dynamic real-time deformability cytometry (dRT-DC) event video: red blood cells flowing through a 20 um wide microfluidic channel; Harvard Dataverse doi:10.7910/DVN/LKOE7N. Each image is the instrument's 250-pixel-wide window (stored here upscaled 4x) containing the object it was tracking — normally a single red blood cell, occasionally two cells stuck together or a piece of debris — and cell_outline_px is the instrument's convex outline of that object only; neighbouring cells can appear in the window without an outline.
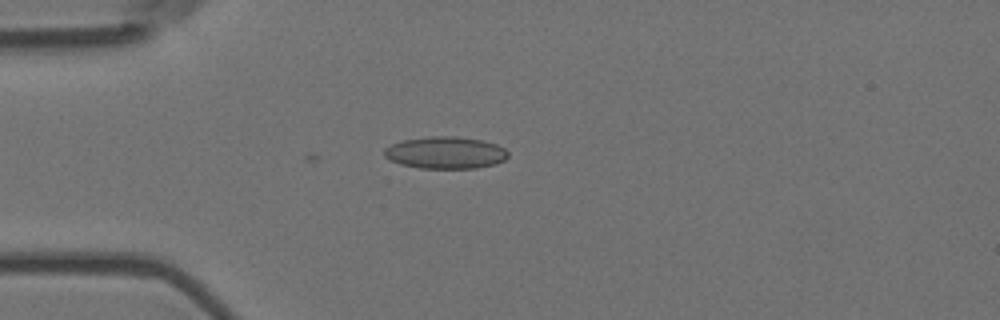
{"species": "Egyptian fruit bat (a non-hibernating species)", "species_latin": "Rousettus aegyptiacus", "temperature_condition": "room temperature", "stored_images_in_passage": 3, "camera_frame_rate_fps": 3000, "um_per_image_px": 0.085, "animal": {"sex": "female"}, "frame": {"image": 1, "passage_image": 3, "time_ms": 0.667, "image_size_px": [1000, 320], "cell_outline_px": [[508, 156], [504, 160], [496, 164], [476, 168], [420, 168], [400, 164], [388, 160], [384, 156], [384, 148], [392, 144], [404, 140], [432, 136], [456, 136], [484, 140], [496, 144], [504, 148], [508, 152]], "centroid_in_image_um": [37.87, 12.98], "position_along_channel_um": 47.1, "area_um2": 23.24}}